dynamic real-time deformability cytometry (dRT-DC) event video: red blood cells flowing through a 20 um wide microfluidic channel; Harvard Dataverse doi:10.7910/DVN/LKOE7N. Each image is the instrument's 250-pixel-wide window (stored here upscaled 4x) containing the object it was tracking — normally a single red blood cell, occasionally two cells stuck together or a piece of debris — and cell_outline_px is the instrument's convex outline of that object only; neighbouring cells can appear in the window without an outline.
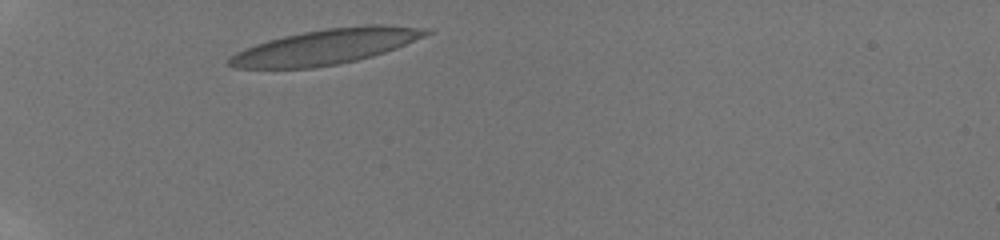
{"species": "human", "species_latin": "Homo sapiens", "temperature_condition": "room temperature", "stored_images_in_passage": 18, "camera_frame_rate_fps": 3000, "um_per_image_px": 0.085, "donor": {"sex": "male"}, "frame": {"image": 1, "passage_image": 1, "time_ms": 0.0, "image_size_px": [1000, 240], "cell_outline_px": [[432, 32], [424, 36], [396, 48], [372, 56], [356, 60], [316, 68], [236, 68], [228, 64], [228, 60], [236, 52], [256, 44], [268, 40], [284, 36], [304, 32], [328, 28], [364, 24], [380, 24], [432, 28]], "centroid_in_image_um": [27.74, 3.96], "position_along_channel_um": 57.3, "area_um2": 40.17}}
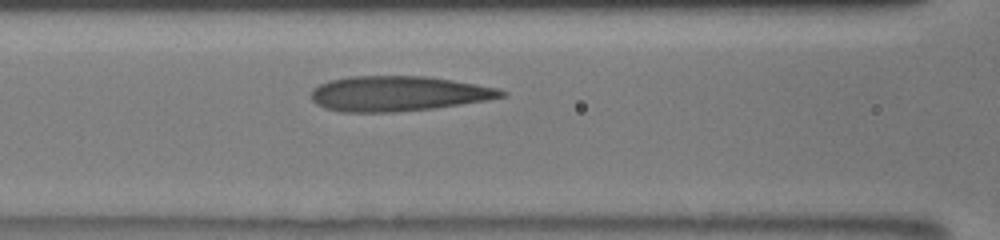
{"frame": {"image": 2, "passage_image": 7, "time_ms": 2.667, "image_size_px": [1000, 240], "cell_outline_px": [[508, 96], [488, 100], [432, 108], [392, 112], [340, 112], [324, 108], [316, 104], [312, 100], [312, 88], [328, 80], [352, 76], [424, 76], [452, 80], [476, 84], [496, 88], [508, 92]], "centroid_in_image_um": [33.83, 7.95], "position_along_channel_um": 132.8, "area_um2": 38.9}}
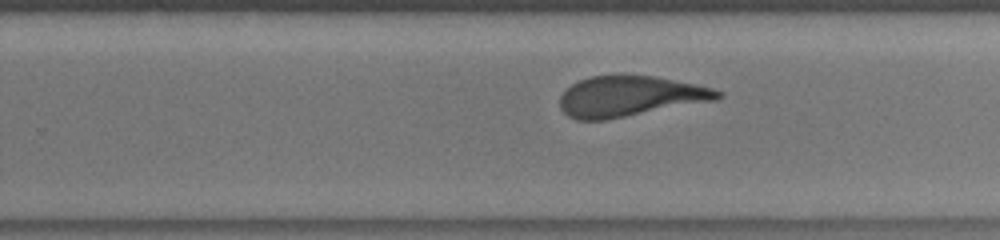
{"frame": {"image": 3, "passage_image": 16, "time_ms": 6.333, "image_size_px": [1000, 240], "cell_outline_px": [[724, 96], [716, 100], [604, 120], [576, 120], [568, 116], [560, 108], [560, 96], [572, 84], [580, 80], [592, 76], [620, 72], [624, 72], [652, 76], [696, 84], [712, 88], [724, 92]], "centroid_in_image_um": [53.54, 8.15], "position_along_channel_um": 276.3, "area_um2": 37.74}}